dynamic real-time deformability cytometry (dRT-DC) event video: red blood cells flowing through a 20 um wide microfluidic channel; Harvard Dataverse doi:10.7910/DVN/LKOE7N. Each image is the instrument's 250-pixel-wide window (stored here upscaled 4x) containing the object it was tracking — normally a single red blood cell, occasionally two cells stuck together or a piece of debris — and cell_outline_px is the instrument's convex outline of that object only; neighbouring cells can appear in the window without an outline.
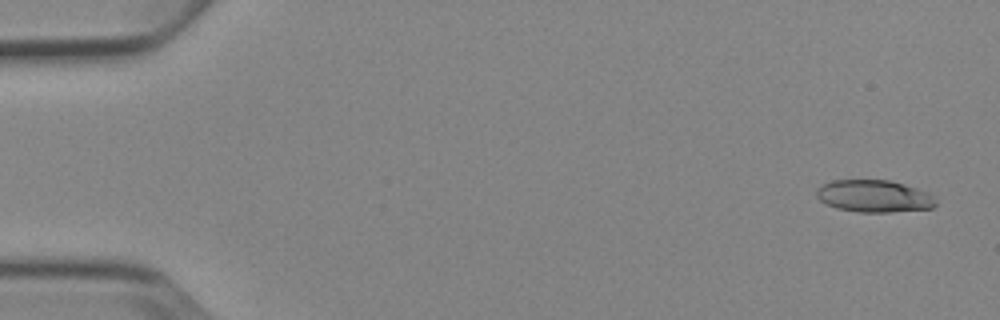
{"species": "Egyptian fruit bat (a non-hibernating species)", "species_latin": "Rousettus aegyptiacus", "temperature_condition": "cold", "stored_images_in_passage": 4, "camera_frame_rate_fps": 3000, "um_per_image_px": 0.085, "animal": {"sex": "female"}, "frame": {"image": 1, "passage_image": 1, "time_ms": 0.0, "image_size_px": [1000, 320], "cell_outline_px": [[936, 204], [932, 208], [888, 212], [860, 212], [836, 208], [820, 200], [816, 196], [816, 188], [832, 180], [888, 180], [904, 184], [928, 192], [936, 200]], "centroid_in_image_um": [74.28, 16.67], "position_along_channel_um": 10.7, "area_um2": 22.25}}
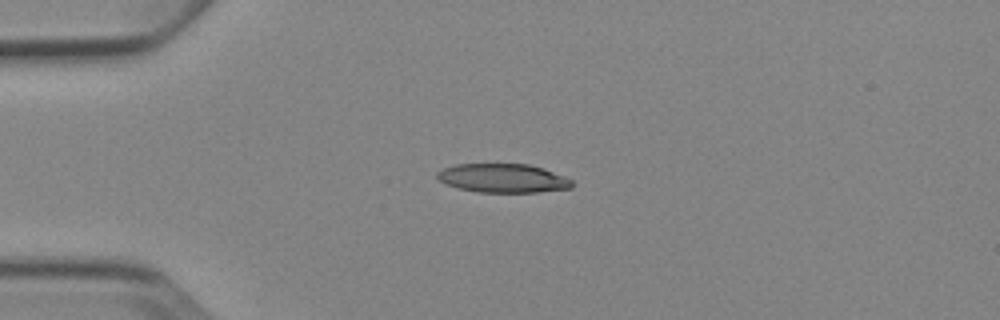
{"frame": {"image": 2, "passage_image": 4, "time_ms": 3.667, "image_size_px": [1000, 320], "cell_outline_px": [[572, 188], [536, 192], [480, 192], [460, 188], [448, 184], [440, 180], [436, 176], [436, 172], [444, 168], [456, 164], [528, 164], [544, 168], [564, 176], [572, 180]], "centroid_in_image_um": [42.77, 15.14], "position_along_channel_um": 42.2, "area_um2": 22.48}}